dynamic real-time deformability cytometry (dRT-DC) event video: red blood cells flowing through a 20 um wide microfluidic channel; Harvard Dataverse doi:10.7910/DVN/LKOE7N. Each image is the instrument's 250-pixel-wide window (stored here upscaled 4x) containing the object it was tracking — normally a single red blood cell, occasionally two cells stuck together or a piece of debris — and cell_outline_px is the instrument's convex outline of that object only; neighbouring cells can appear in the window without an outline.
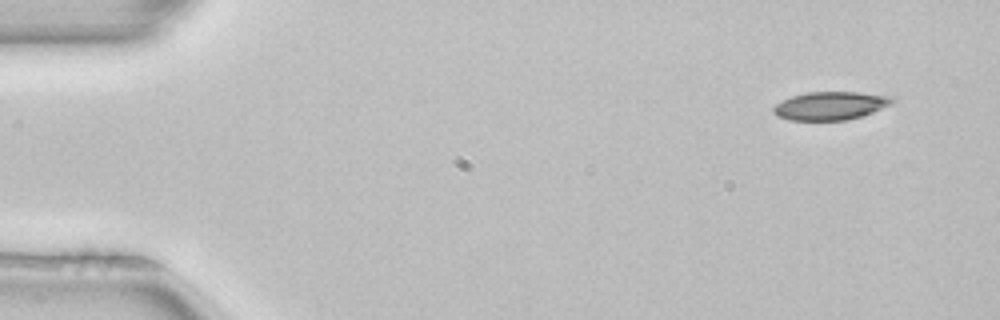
{"species": "common noctule bat (a hibernating species)", "species_latin": "Nyctalus noctula", "temperature_condition": "room temperature", "stored_images_in_passage": 3, "camera_frame_rate_fps": 3000, "um_per_image_px": 0.085, "animal": {"sex": "female", "body_mass_g": 22.7, "forearm_length_mm": 54.2}, "frame": {"image": 1, "passage_image": 1, "time_ms": 0.0, "image_size_px": [1000, 320], "cell_outline_px": [[896, 100], [892, 104], [872, 112], [848, 120], [788, 120], [776, 116], [772, 112], [772, 108], [776, 104], [792, 96], [808, 92], [860, 92], [892, 96]], "centroid_in_image_um": [70.59, 8.99], "position_along_channel_um": 14.4, "area_um2": 19.59}}